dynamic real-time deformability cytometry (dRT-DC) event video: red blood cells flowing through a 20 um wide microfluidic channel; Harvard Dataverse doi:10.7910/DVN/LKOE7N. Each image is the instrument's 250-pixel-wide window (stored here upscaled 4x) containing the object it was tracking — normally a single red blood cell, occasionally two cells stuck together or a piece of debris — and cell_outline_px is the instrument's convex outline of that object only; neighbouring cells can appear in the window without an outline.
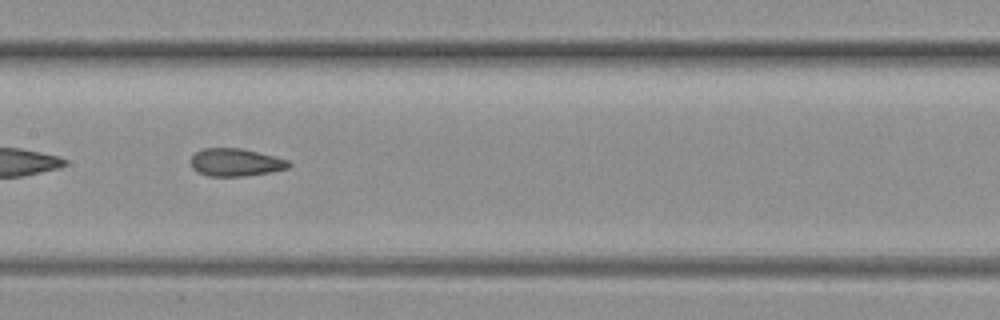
{"species": "common noctule bat (a hibernating species)", "species_latin": "Nyctalus noctula", "temperature_condition": "warm", "stored_images_in_passage": 35, "camera_frame_rate_fps": 3000, "um_per_image_px": 0.085, "animal": {"sex": "female", "body_mass_g": 19.3, "forearm_length_mm": 54.1}, "frame": {"image": 1, "passage_image": 16, "time_ms": 5.0, "image_size_px": [1000, 320], "cell_outline_px": [[292, 164], [288, 168], [272, 172], [244, 176], [208, 176], [196, 172], [192, 168], [188, 160], [196, 152], [204, 148], [240, 148], [288, 160]], "centroid_in_image_um": [19.98, 13.81], "position_along_channel_um": 187.4, "area_um2": 15.9}}
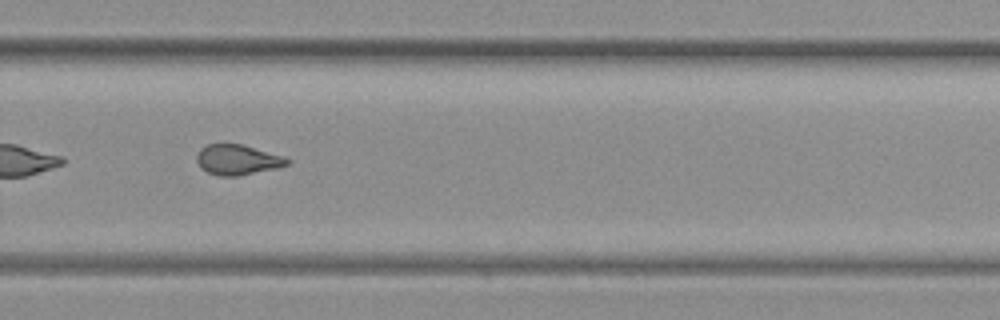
{"frame": {"image": 2, "passage_image": 30, "time_ms": 9.667, "image_size_px": [1000, 320], "cell_outline_px": [[292, 160], [288, 164], [276, 168], [236, 176], [220, 176], [208, 172], [200, 168], [196, 160], [196, 156], [200, 148], [208, 144], [240, 144], [284, 156]], "centroid_in_image_um": [20.17, 13.58], "position_along_channel_um": 309.6, "area_um2": 15.84}}